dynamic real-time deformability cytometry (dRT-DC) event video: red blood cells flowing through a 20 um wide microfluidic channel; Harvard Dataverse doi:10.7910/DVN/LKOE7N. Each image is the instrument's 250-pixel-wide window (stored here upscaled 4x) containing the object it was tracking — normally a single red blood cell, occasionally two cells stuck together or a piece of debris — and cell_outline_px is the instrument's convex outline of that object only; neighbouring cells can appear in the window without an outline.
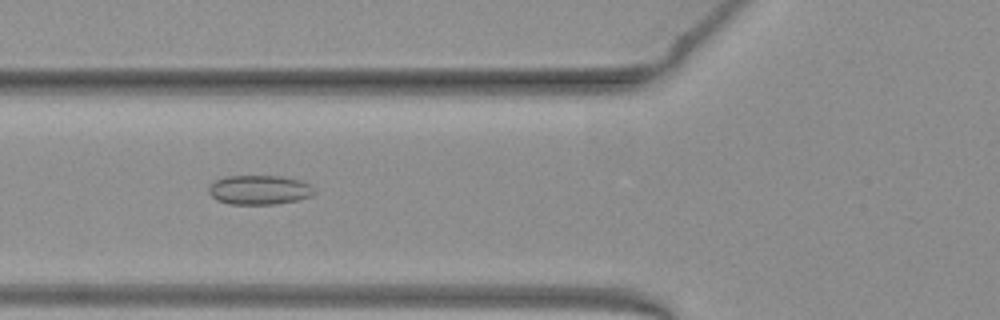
{"species": "common noctule bat (a hibernating species)", "species_latin": "Nyctalus noctula", "temperature_condition": "warm", "stored_images_in_passage": 50, "camera_frame_rate_fps": 3000, "um_per_image_px": 0.085, "animal": {"sex": "female", "body_mass_g": 19.3, "forearm_length_mm": 54.1}, "frame": {"image": 1, "passage_image": 18, "time_ms": 5.667, "image_size_px": [1000, 320], "cell_outline_px": [[316, 192], [312, 196], [300, 200], [276, 204], [228, 204], [216, 200], [208, 192], [208, 188], [216, 180], [224, 176], [280, 176], [304, 180], [312, 184]], "centroid_in_image_um": [22.11, 16.14], "position_along_channel_um": 103.7, "area_um2": 18.44}}
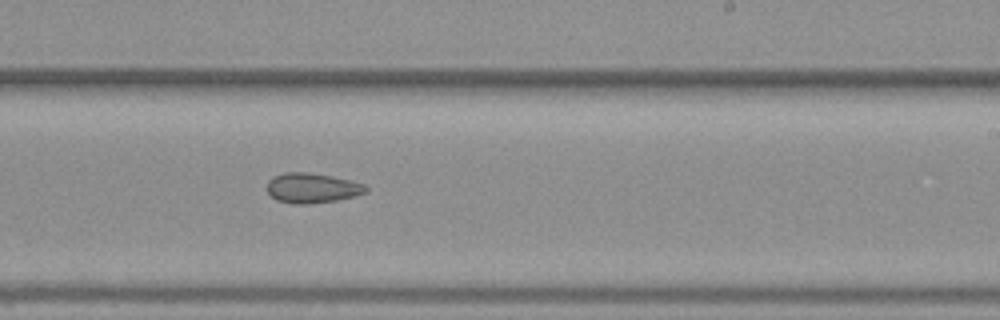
{"frame": {"image": 2, "passage_image": 30, "time_ms": 9.667, "image_size_px": [1000, 320], "cell_outline_px": [[368, 192], [356, 196], [336, 200], [308, 204], [292, 204], [276, 200], [268, 192], [268, 180], [272, 176], [284, 172], [304, 172], [332, 176], [364, 184], [368, 188]], "centroid_in_image_um": [26.52, 15.98], "position_along_channel_um": 262.5, "area_um2": 17.28}}
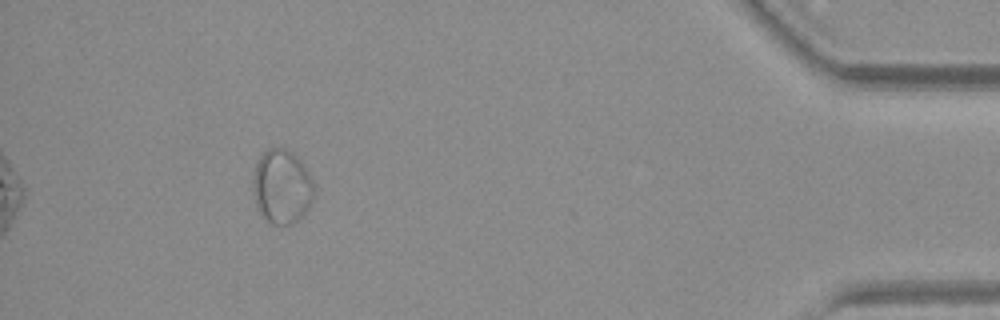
{"frame": {"image": 3, "passage_image": 46, "time_ms": 15.0, "image_size_px": [1000, 320], "cell_outline_px": [[316, 184], [312, 200], [308, 208], [292, 224], [272, 224], [264, 220], [260, 216], [256, 208], [252, 192], [252, 176], [256, 164], [260, 156], [268, 148], [284, 148], [292, 152], [300, 160]], "centroid_in_image_um": [23.92, 15.87], "position_along_channel_um": 411.3, "area_um2": 26.82}, "authors_computed_cell_mechanics": {"area_um2": 21.4149, "velocity_mm_per_s": 3.97, "shape_relaxation_time_tau1_ms": null, "shape_relaxation_time_tau2_ms": 2.1216, "deformation_change_tau1": null, "deformation_change_tau2": 0.0722}}